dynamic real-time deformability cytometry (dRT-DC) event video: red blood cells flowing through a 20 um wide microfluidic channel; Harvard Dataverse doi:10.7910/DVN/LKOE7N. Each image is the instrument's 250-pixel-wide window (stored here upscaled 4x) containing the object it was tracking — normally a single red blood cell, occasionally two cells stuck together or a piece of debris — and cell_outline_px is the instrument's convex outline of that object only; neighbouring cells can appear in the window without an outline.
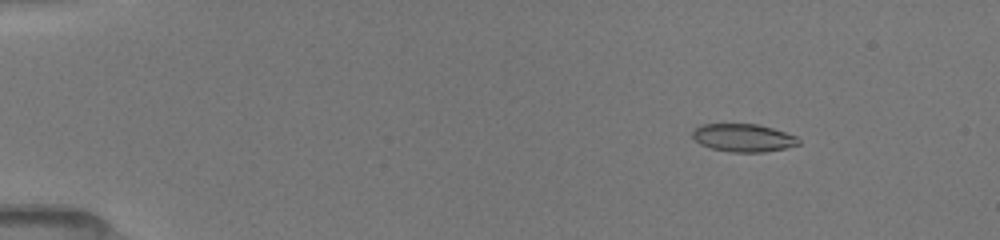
{"species": "common noctule bat (a hibernating species)", "species_latin": "Nyctalus noctula", "temperature_condition": "room temperature", "stored_images_in_passage": 6, "camera_frame_rate_fps": 3000, "um_per_image_px": 0.085, "animal": {"sex": "female", "body_mass_g": 19.5, "forearm_length_mm": 54.1}, "frame": {"image": 1, "passage_image": 3, "time_ms": 2.0, "image_size_px": [1000, 240], "cell_outline_px": [[800, 144], [784, 148], [764, 152], [732, 152], [712, 148], [700, 144], [692, 136], [692, 128], [700, 124], [756, 124], [772, 128], [796, 136], [800, 140]], "centroid_in_image_um": [63.15, 11.7], "position_along_channel_um": 21.9, "area_um2": 17.22}}
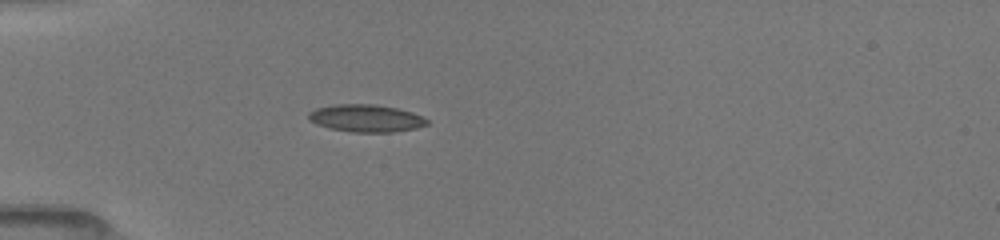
{"frame": {"image": 2, "passage_image": 6, "time_ms": 5.0, "image_size_px": [1000, 240], "cell_outline_px": [[428, 124], [416, 128], [392, 132], [352, 132], [328, 128], [316, 124], [308, 120], [308, 112], [316, 108], [332, 104], [376, 104], [396, 108], [412, 112], [428, 120]], "centroid_in_image_um": [31.06, 10.05], "position_along_channel_um": 53.9, "area_um2": 19.02}}